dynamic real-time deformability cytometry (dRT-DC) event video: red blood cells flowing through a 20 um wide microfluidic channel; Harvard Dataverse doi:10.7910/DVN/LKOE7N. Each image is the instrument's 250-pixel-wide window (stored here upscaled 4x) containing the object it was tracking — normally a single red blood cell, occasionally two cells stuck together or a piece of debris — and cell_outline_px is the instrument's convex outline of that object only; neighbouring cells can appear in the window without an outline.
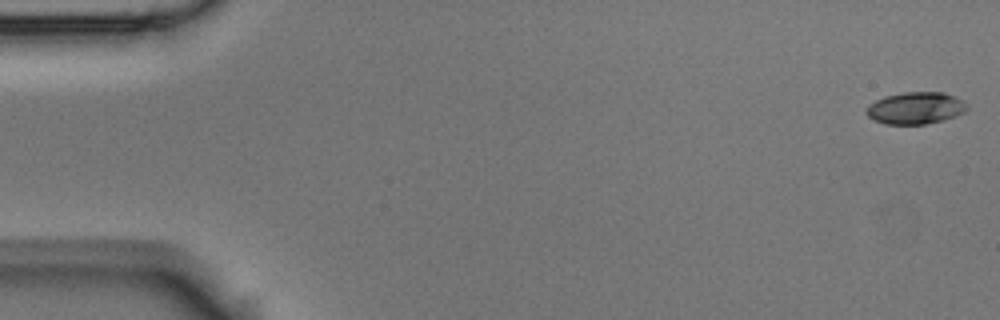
{"species": "Egyptian fruit bat (a non-hibernating species)", "species_latin": "Rousettus aegyptiacus", "temperature_condition": "room temperature", "stored_images_in_passage": 5, "camera_frame_rate_fps": 3000, "um_per_image_px": 0.085, "animal": {"sex": "male"}, "frame": {"image": 1, "passage_image": 1, "time_ms": 0.0, "image_size_px": [1000, 320], "cell_outline_px": [[968, 108], [964, 112], [956, 116], [944, 120], [924, 124], [884, 124], [868, 116], [864, 112], [868, 104], [884, 96], [904, 92], [944, 92], [968, 104]], "centroid_in_image_um": [77.8, 9.18], "position_along_channel_um": 7.2, "area_um2": 18.79}}
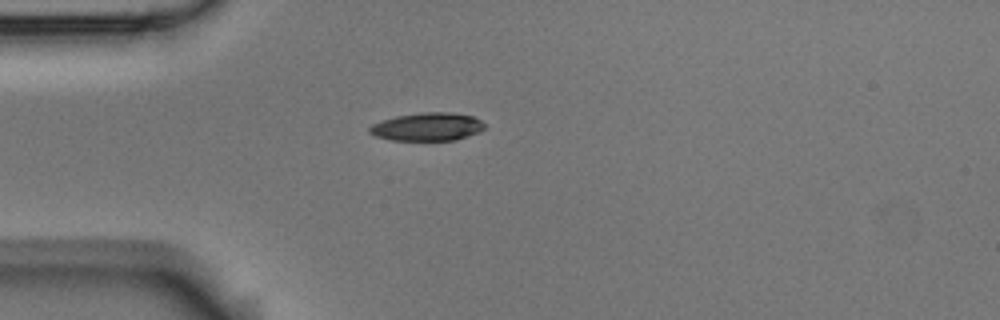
{"frame": {"image": 2, "passage_image": 5, "time_ms": 1.333, "image_size_px": [1000, 320], "cell_outline_px": [[488, 124], [480, 132], [456, 140], [392, 140], [376, 136], [368, 132], [368, 128], [372, 124], [396, 116], [424, 112], [452, 112], [472, 116]], "centroid_in_image_um": [36.37, 10.77], "position_along_channel_um": 48.6, "area_um2": 18.9}}